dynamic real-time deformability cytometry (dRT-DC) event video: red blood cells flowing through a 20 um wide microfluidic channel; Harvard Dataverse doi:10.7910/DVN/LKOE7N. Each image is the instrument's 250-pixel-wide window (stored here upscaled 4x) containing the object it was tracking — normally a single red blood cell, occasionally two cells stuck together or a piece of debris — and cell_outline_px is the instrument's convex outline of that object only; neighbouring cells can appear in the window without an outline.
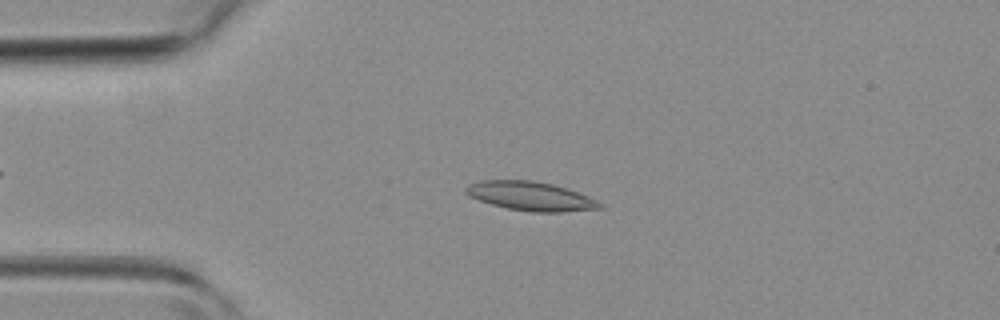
{"species": "common noctule bat (a hibernating species)", "species_latin": "Nyctalus noctula", "temperature_condition": "room temperature", "stored_images_in_passage": 3, "camera_frame_rate_fps": 3000, "um_per_image_px": 0.085, "animal": {"sex": "female", "body_mass_g": 19.3, "forearm_length_mm": 54.1}, "frame": {"image": 1, "passage_image": 2, "time_ms": 1.0, "image_size_px": [1000, 320], "cell_outline_px": [[604, 208], [564, 212], [532, 212], [508, 208], [492, 204], [468, 196], [464, 192], [464, 188], [468, 184], [480, 180], [532, 180], [552, 184], [588, 196], [604, 204]], "centroid_in_image_um": [45.09, 16.67], "position_along_channel_um": 39.9, "area_um2": 22.6}}
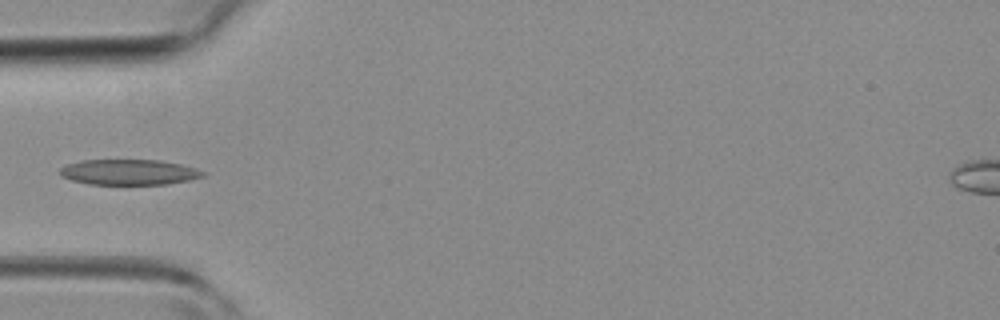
{"frame": {"image": 2, "passage_image": 3, "time_ms": 2.333, "image_size_px": [1000, 320], "cell_outline_px": [[208, 172], [204, 176], [192, 180], [168, 184], [88, 184], [72, 180], [60, 176], [60, 168], [68, 164], [80, 160], [160, 160], [180, 164], [196, 168]], "centroid_in_image_um": [11.01, 14.63], "position_along_channel_um": 74.0, "area_um2": 21.39}}